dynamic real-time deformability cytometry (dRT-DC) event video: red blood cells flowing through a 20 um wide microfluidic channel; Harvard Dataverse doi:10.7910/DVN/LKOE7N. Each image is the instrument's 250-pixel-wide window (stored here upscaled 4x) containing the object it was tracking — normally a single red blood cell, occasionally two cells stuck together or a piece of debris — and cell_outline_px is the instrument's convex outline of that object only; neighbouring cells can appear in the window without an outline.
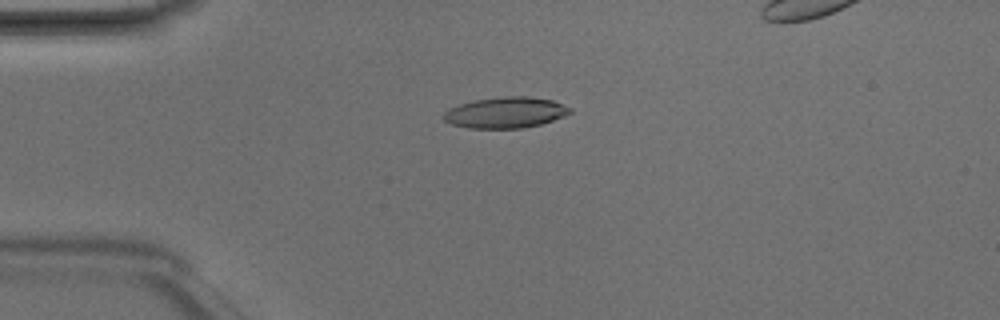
{"species": "Egyptian fruit bat (a non-hibernating species)", "species_latin": "Rousettus aegyptiacus", "temperature_condition": "room temperature", "stored_images_in_passage": 4, "camera_frame_rate_fps": 3000, "um_per_image_px": 0.085, "animal": {"sex": "male"}, "frame": {"image": 1, "passage_image": 2, "time_ms": 0.333, "image_size_px": [1000, 320], "cell_outline_px": [[572, 112], [564, 116], [540, 124], [520, 128], [468, 128], [452, 124], [444, 120], [444, 112], [448, 108], [460, 104], [476, 100], [504, 96], [528, 96], [552, 100], [572, 108]], "centroid_in_image_um": [42.98, 9.56], "position_along_channel_um": 42.0, "area_um2": 22.66}}